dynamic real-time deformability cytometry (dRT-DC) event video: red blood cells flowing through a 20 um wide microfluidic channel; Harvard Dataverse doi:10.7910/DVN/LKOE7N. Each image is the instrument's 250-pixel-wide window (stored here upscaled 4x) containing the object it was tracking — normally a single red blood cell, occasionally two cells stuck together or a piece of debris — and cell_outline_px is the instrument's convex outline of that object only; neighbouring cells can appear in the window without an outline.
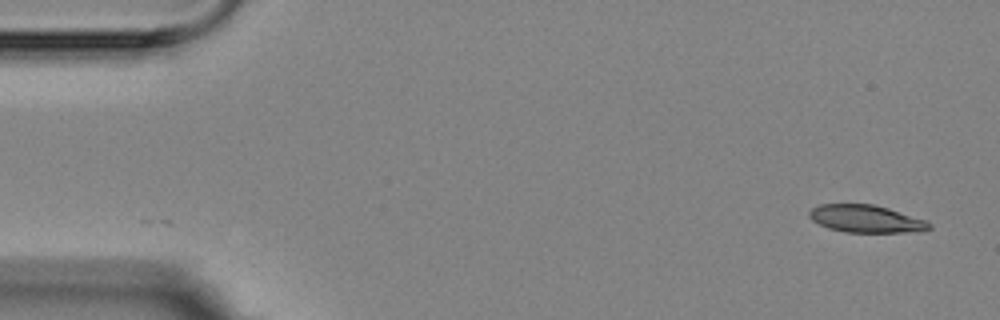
{"species": "Egyptian fruit bat (a non-hibernating species)", "species_latin": "Rousettus aegyptiacus", "temperature_condition": "room temperature", "stored_images_in_passage": 2, "camera_frame_rate_fps": 3000, "um_per_image_px": 0.085, "animal": {"sex": "female"}, "frame": {"image": 1, "passage_image": 2, "time_ms": 1.0, "image_size_px": [1000, 320], "cell_outline_px": [[932, 228], [920, 232], [844, 232], [828, 228], [812, 220], [808, 216], [808, 212], [812, 208], [820, 204], [872, 204], [888, 208], [924, 220], [932, 224]], "centroid_in_image_um": [73.6, 18.6], "position_along_channel_um": 11.4, "area_um2": 19.19}}